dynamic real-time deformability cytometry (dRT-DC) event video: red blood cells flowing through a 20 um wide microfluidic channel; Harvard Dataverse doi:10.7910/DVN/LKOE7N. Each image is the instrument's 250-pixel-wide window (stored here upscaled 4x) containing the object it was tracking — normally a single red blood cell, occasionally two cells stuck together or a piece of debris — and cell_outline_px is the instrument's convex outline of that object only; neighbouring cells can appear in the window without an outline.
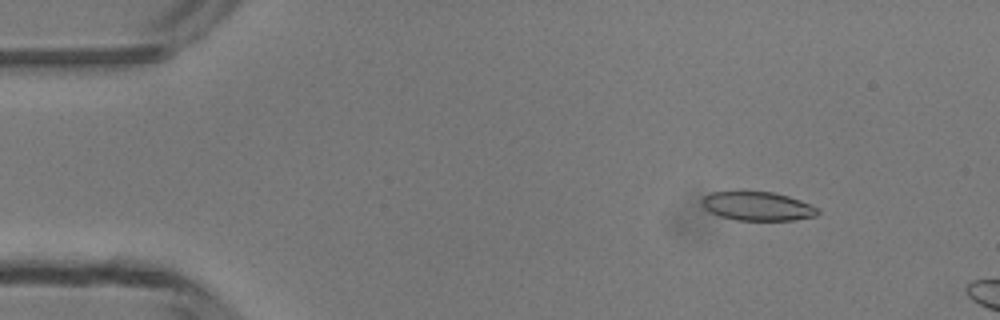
{"species": "common noctule bat (a hibernating species)", "species_latin": "Nyctalus noctula", "temperature_condition": "room temperature", "stored_images_in_passage": 3, "camera_frame_rate_fps": 3000, "um_per_image_px": 0.085, "animal": {"sex": "male", "body_mass_g": 13.3}, "frame": {"image": 1, "passage_image": 1, "time_ms": 0.0, "image_size_px": [1000, 320], "cell_outline_px": [[820, 212], [816, 216], [796, 220], [736, 220], [720, 216], [704, 208], [700, 200], [704, 196], [712, 192], [740, 188], [772, 192], [788, 196], [800, 200], [820, 208]], "centroid_in_image_um": [64.37, 17.48], "position_along_channel_um": 20.6, "area_um2": 20.29}}